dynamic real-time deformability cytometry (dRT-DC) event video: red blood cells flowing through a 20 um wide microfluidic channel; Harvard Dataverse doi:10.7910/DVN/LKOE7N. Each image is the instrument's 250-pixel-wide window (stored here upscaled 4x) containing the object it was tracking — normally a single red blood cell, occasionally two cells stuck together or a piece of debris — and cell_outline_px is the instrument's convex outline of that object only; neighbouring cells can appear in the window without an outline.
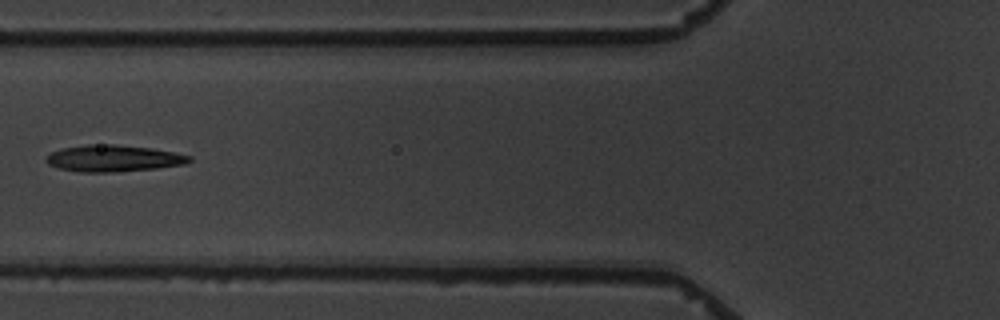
{"species": "common noctule bat (a hibernating species)", "species_latin": "Nyctalus noctula", "temperature_condition": "warm", "stored_images_in_passage": 6, "camera_frame_rate_fps": 3000, "um_per_image_px": 0.085, "animal": {"sex": "male", "body_mass_g": 19.5, "forearm_length_mm": 54.6}, "frame": {"image": 1, "passage_image": 6, "time_ms": 6.667, "image_size_px": [1000, 320], "cell_outline_px": [[192, 160], [184, 164], [156, 168], [116, 172], [80, 172], [60, 168], [48, 164], [44, 160], [52, 152], [64, 148], [88, 144], [116, 144], [152, 148], [192, 156]], "centroid_in_image_um": [9.65, 13.46], "position_along_channel_um": 116.1, "area_um2": 22.08}}